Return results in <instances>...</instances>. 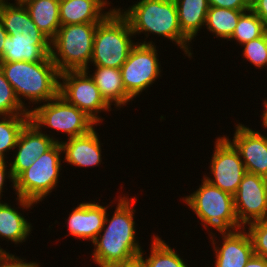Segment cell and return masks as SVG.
I'll return each instance as SVG.
<instances>
[{
    "label": "cell",
    "mask_w": 267,
    "mask_h": 267,
    "mask_svg": "<svg viewBox=\"0 0 267 267\" xmlns=\"http://www.w3.org/2000/svg\"><path fill=\"white\" fill-rule=\"evenodd\" d=\"M131 36L134 34L127 19L114 8L97 25L91 57L93 66L120 69L137 44Z\"/></svg>",
    "instance_id": "4"
},
{
    "label": "cell",
    "mask_w": 267,
    "mask_h": 267,
    "mask_svg": "<svg viewBox=\"0 0 267 267\" xmlns=\"http://www.w3.org/2000/svg\"><path fill=\"white\" fill-rule=\"evenodd\" d=\"M88 70H69L60 73L59 95L76 106L96 124L102 122L98 113L112 108L105 102ZM101 121V122H100Z\"/></svg>",
    "instance_id": "9"
},
{
    "label": "cell",
    "mask_w": 267,
    "mask_h": 267,
    "mask_svg": "<svg viewBox=\"0 0 267 267\" xmlns=\"http://www.w3.org/2000/svg\"><path fill=\"white\" fill-rule=\"evenodd\" d=\"M15 3H0V18L7 34L20 33L28 37H46L30 18L24 4L18 1Z\"/></svg>",
    "instance_id": "21"
},
{
    "label": "cell",
    "mask_w": 267,
    "mask_h": 267,
    "mask_svg": "<svg viewBox=\"0 0 267 267\" xmlns=\"http://www.w3.org/2000/svg\"><path fill=\"white\" fill-rule=\"evenodd\" d=\"M96 70L90 76L93 78L100 94L105 102L111 107L126 105L133 99L126 93L121 71L118 68L95 66Z\"/></svg>",
    "instance_id": "20"
},
{
    "label": "cell",
    "mask_w": 267,
    "mask_h": 267,
    "mask_svg": "<svg viewBox=\"0 0 267 267\" xmlns=\"http://www.w3.org/2000/svg\"><path fill=\"white\" fill-rule=\"evenodd\" d=\"M18 211L7 203L0 202V237L15 244L25 242L32 231L31 224Z\"/></svg>",
    "instance_id": "24"
},
{
    "label": "cell",
    "mask_w": 267,
    "mask_h": 267,
    "mask_svg": "<svg viewBox=\"0 0 267 267\" xmlns=\"http://www.w3.org/2000/svg\"><path fill=\"white\" fill-rule=\"evenodd\" d=\"M0 120V160H5V152L15 150L19 134L30 121V115H2Z\"/></svg>",
    "instance_id": "27"
},
{
    "label": "cell",
    "mask_w": 267,
    "mask_h": 267,
    "mask_svg": "<svg viewBox=\"0 0 267 267\" xmlns=\"http://www.w3.org/2000/svg\"><path fill=\"white\" fill-rule=\"evenodd\" d=\"M234 207L239 224L267 219V178L246 173L233 195Z\"/></svg>",
    "instance_id": "12"
},
{
    "label": "cell",
    "mask_w": 267,
    "mask_h": 267,
    "mask_svg": "<svg viewBox=\"0 0 267 267\" xmlns=\"http://www.w3.org/2000/svg\"><path fill=\"white\" fill-rule=\"evenodd\" d=\"M266 31L267 27L262 19L249 9L241 14L230 39H235L240 45H243L263 36Z\"/></svg>",
    "instance_id": "28"
},
{
    "label": "cell",
    "mask_w": 267,
    "mask_h": 267,
    "mask_svg": "<svg viewBox=\"0 0 267 267\" xmlns=\"http://www.w3.org/2000/svg\"><path fill=\"white\" fill-rule=\"evenodd\" d=\"M231 143L243 158L247 173L267 178V136L239 123Z\"/></svg>",
    "instance_id": "14"
},
{
    "label": "cell",
    "mask_w": 267,
    "mask_h": 267,
    "mask_svg": "<svg viewBox=\"0 0 267 267\" xmlns=\"http://www.w3.org/2000/svg\"><path fill=\"white\" fill-rule=\"evenodd\" d=\"M263 114H262V126H264V128H267V99L264 100L263 102Z\"/></svg>",
    "instance_id": "38"
},
{
    "label": "cell",
    "mask_w": 267,
    "mask_h": 267,
    "mask_svg": "<svg viewBox=\"0 0 267 267\" xmlns=\"http://www.w3.org/2000/svg\"><path fill=\"white\" fill-rule=\"evenodd\" d=\"M95 128L89 133L79 137L59 141L65 153L64 160L67 164L76 167H96L102 162L101 144Z\"/></svg>",
    "instance_id": "18"
},
{
    "label": "cell",
    "mask_w": 267,
    "mask_h": 267,
    "mask_svg": "<svg viewBox=\"0 0 267 267\" xmlns=\"http://www.w3.org/2000/svg\"><path fill=\"white\" fill-rule=\"evenodd\" d=\"M50 42L47 37H28L20 33L8 35L0 62L43 61L50 55Z\"/></svg>",
    "instance_id": "17"
},
{
    "label": "cell",
    "mask_w": 267,
    "mask_h": 267,
    "mask_svg": "<svg viewBox=\"0 0 267 267\" xmlns=\"http://www.w3.org/2000/svg\"><path fill=\"white\" fill-rule=\"evenodd\" d=\"M153 43L137 42L120 68L124 88L132 99L152 85L160 75L161 65Z\"/></svg>",
    "instance_id": "10"
},
{
    "label": "cell",
    "mask_w": 267,
    "mask_h": 267,
    "mask_svg": "<svg viewBox=\"0 0 267 267\" xmlns=\"http://www.w3.org/2000/svg\"><path fill=\"white\" fill-rule=\"evenodd\" d=\"M107 0H59L60 25L100 23L112 10L104 13ZM105 6V7H104Z\"/></svg>",
    "instance_id": "19"
},
{
    "label": "cell",
    "mask_w": 267,
    "mask_h": 267,
    "mask_svg": "<svg viewBox=\"0 0 267 267\" xmlns=\"http://www.w3.org/2000/svg\"><path fill=\"white\" fill-rule=\"evenodd\" d=\"M186 205L199 217L202 225L216 231H236L239 224L232 194L208 183L204 178L200 187L183 198Z\"/></svg>",
    "instance_id": "7"
},
{
    "label": "cell",
    "mask_w": 267,
    "mask_h": 267,
    "mask_svg": "<svg viewBox=\"0 0 267 267\" xmlns=\"http://www.w3.org/2000/svg\"><path fill=\"white\" fill-rule=\"evenodd\" d=\"M247 10H235L227 8L209 7L206 15L205 26L208 31L221 39L229 41L241 14Z\"/></svg>",
    "instance_id": "26"
},
{
    "label": "cell",
    "mask_w": 267,
    "mask_h": 267,
    "mask_svg": "<svg viewBox=\"0 0 267 267\" xmlns=\"http://www.w3.org/2000/svg\"><path fill=\"white\" fill-rule=\"evenodd\" d=\"M215 143V150L210 161L213 179L205 175L204 179L222 191L234 195L247 173L245 165L238 150L231 143V139L224 135L217 138Z\"/></svg>",
    "instance_id": "11"
},
{
    "label": "cell",
    "mask_w": 267,
    "mask_h": 267,
    "mask_svg": "<svg viewBox=\"0 0 267 267\" xmlns=\"http://www.w3.org/2000/svg\"><path fill=\"white\" fill-rule=\"evenodd\" d=\"M254 254L267 259V219L247 224Z\"/></svg>",
    "instance_id": "31"
},
{
    "label": "cell",
    "mask_w": 267,
    "mask_h": 267,
    "mask_svg": "<svg viewBox=\"0 0 267 267\" xmlns=\"http://www.w3.org/2000/svg\"><path fill=\"white\" fill-rule=\"evenodd\" d=\"M30 110L22 106L12 85L6 80L0 68V116L29 114Z\"/></svg>",
    "instance_id": "29"
},
{
    "label": "cell",
    "mask_w": 267,
    "mask_h": 267,
    "mask_svg": "<svg viewBox=\"0 0 267 267\" xmlns=\"http://www.w3.org/2000/svg\"><path fill=\"white\" fill-rule=\"evenodd\" d=\"M18 2L24 4L32 21L51 41L61 27L59 0H26Z\"/></svg>",
    "instance_id": "22"
},
{
    "label": "cell",
    "mask_w": 267,
    "mask_h": 267,
    "mask_svg": "<svg viewBox=\"0 0 267 267\" xmlns=\"http://www.w3.org/2000/svg\"><path fill=\"white\" fill-rule=\"evenodd\" d=\"M117 9L127 19L133 34L144 32L148 38L152 33L170 39L192 58L191 41L180 29L174 0H139L126 11Z\"/></svg>",
    "instance_id": "2"
},
{
    "label": "cell",
    "mask_w": 267,
    "mask_h": 267,
    "mask_svg": "<svg viewBox=\"0 0 267 267\" xmlns=\"http://www.w3.org/2000/svg\"><path fill=\"white\" fill-rule=\"evenodd\" d=\"M5 2H8V0H0V3H5Z\"/></svg>",
    "instance_id": "40"
},
{
    "label": "cell",
    "mask_w": 267,
    "mask_h": 267,
    "mask_svg": "<svg viewBox=\"0 0 267 267\" xmlns=\"http://www.w3.org/2000/svg\"><path fill=\"white\" fill-rule=\"evenodd\" d=\"M0 267H40V264L37 262H24L21 257H16L15 255L5 251L1 259Z\"/></svg>",
    "instance_id": "33"
},
{
    "label": "cell",
    "mask_w": 267,
    "mask_h": 267,
    "mask_svg": "<svg viewBox=\"0 0 267 267\" xmlns=\"http://www.w3.org/2000/svg\"><path fill=\"white\" fill-rule=\"evenodd\" d=\"M135 203V197L130 199L125 195L119 196L118 204L110 220L106 213L104 226L92 242L94 245L92 258L99 267L137 265L142 249L135 237L134 213L136 210L133 209Z\"/></svg>",
    "instance_id": "1"
},
{
    "label": "cell",
    "mask_w": 267,
    "mask_h": 267,
    "mask_svg": "<svg viewBox=\"0 0 267 267\" xmlns=\"http://www.w3.org/2000/svg\"><path fill=\"white\" fill-rule=\"evenodd\" d=\"M29 115L30 122L39 130L42 126H48L66 133L68 138L86 135L94 129V125H97L83 111L67 102L59 94L43 105L30 109Z\"/></svg>",
    "instance_id": "8"
},
{
    "label": "cell",
    "mask_w": 267,
    "mask_h": 267,
    "mask_svg": "<svg viewBox=\"0 0 267 267\" xmlns=\"http://www.w3.org/2000/svg\"><path fill=\"white\" fill-rule=\"evenodd\" d=\"M7 161L5 162V160H0V200L2 197V190H4L3 186H4V182H6V178H8L13 184V189H15V179L12 175L11 169H8L9 171H7Z\"/></svg>",
    "instance_id": "35"
},
{
    "label": "cell",
    "mask_w": 267,
    "mask_h": 267,
    "mask_svg": "<svg viewBox=\"0 0 267 267\" xmlns=\"http://www.w3.org/2000/svg\"><path fill=\"white\" fill-rule=\"evenodd\" d=\"M98 24H71L59 28L50 42V57L60 73L69 70H89L88 64L91 62Z\"/></svg>",
    "instance_id": "6"
},
{
    "label": "cell",
    "mask_w": 267,
    "mask_h": 267,
    "mask_svg": "<svg viewBox=\"0 0 267 267\" xmlns=\"http://www.w3.org/2000/svg\"><path fill=\"white\" fill-rule=\"evenodd\" d=\"M241 46L244 47L243 56L250 61V64L260 69L267 66V32Z\"/></svg>",
    "instance_id": "30"
},
{
    "label": "cell",
    "mask_w": 267,
    "mask_h": 267,
    "mask_svg": "<svg viewBox=\"0 0 267 267\" xmlns=\"http://www.w3.org/2000/svg\"><path fill=\"white\" fill-rule=\"evenodd\" d=\"M244 267H267V259L254 254Z\"/></svg>",
    "instance_id": "36"
},
{
    "label": "cell",
    "mask_w": 267,
    "mask_h": 267,
    "mask_svg": "<svg viewBox=\"0 0 267 267\" xmlns=\"http://www.w3.org/2000/svg\"><path fill=\"white\" fill-rule=\"evenodd\" d=\"M107 208L94 201L77 205L66 221L69 234L93 242L104 226Z\"/></svg>",
    "instance_id": "16"
},
{
    "label": "cell",
    "mask_w": 267,
    "mask_h": 267,
    "mask_svg": "<svg viewBox=\"0 0 267 267\" xmlns=\"http://www.w3.org/2000/svg\"><path fill=\"white\" fill-rule=\"evenodd\" d=\"M182 33L192 41L205 26L209 4L207 0H174Z\"/></svg>",
    "instance_id": "23"
},
{
    "label": "cell",
    "mask_w": 267,
    "mask_h": 267,
    "mask_svg": "<svg viewBox=\"0 0 267 267\" xmlns=\"http://www.w3.org/2000/svg\"><path fill=\"white\" fill-rule=\"evenodd\" d=\"M56 142H59L40 131L30 121L21 130L17 143L13 162L11 161L10 169L14 179H16L23 171L28 169L34 161L47 152Z\"/></svg>",
    "instance_id": "13"
},
{
    "label": "cell",
    "mask_w": 267,
    "mask_h": 267,
    "mask_svg": "<svg viewBox=\"0 0 267 267\" xmlns=\"http://www.w3.org/2000/svg\"><path fill=\"white\" fill-rule=\"evenodd\" d=\"M251 10L262 19L267 27V0H252Z\"/></svg>",
    "instance_id": "34"
},
{
    "label": "cell",
    "mask_w": 267,
    "mask_h": 267,
    "mask_svg": "<svg viewBox=\"0 0 267 267\" xmlns=\"http://www.w3.org/2000/svg\"><path fill=\"white\" fill-rule=\"evenodd\" d=\"M0 68L22 106L26 105L23 99L41 104L59 94L60 72L50 55L38 62H0Z\"/></svg>",
    "instance_id": "3"
},
{
    "label": "cell",
    "mask_w": 267,
    "mask_h": 267,
    "mask_svg": "<svg viewBox=\"0 0 267 267\" xmlns=\"http://www.w3.org/2000/svg\"><path fill=\"white\" fill-rule=\"evenodd\" d=\"M60 142H56L47 152L15 179V191L20 208L29 209L45 199L55 189L60 176Z\"/></svg>",
    "instance_id": "5"
},
{
    "label": "cell",
    "mask_w": 267,
    "mask_h": 267,
    "mask_svg": "<svg viewBox=\"0 0 267 267\" xmlns=\"http://www.w3.org/2000/svg\"><path fill=\"white\" fill-rule=\"evenodd\" d=\"M8 36L6 30L3 27V23L0 18V60L3 57V44L6 40V37Z\"/></svg>",
    "instance_id": "37"
},
{
    "label": "cell",
    "mask_w": 267,
    "mask_h": 267,
    "mask_svg": "<svg viewBox=\"0 0 267 267\" xmlns=\"http://www.w3.org/2000/svg\"><path fill=\"white\" fill-rule=\"evenodd\" d=\"M4 252H5V250H3V248L0 247V257H3Z\"/></svg>",
    "instance_id": "39"
},
{
    "label": "cell",
    "mask_w": 267,
    "mask_h": 267,
    "mask_svg": "<svg viewBox=\"0 0 267 267\" xmlns=\"http://www.w3.org/2000/svg\"><path fill=\"white\" fill-rule=\"evenodd\" d=\"M210 233V241L216 255L215 267H244L254 255L253 244L246 228L238 231L219 232L223 238L221 247L216 246V238L213 237L215 235Z\"/></svg>",
    "instance_id": "15"
},
{
    "label": "cell",
    "mask_w": 267,
    "mask_h": 267,
    "mask_svg": "<svg viewBox=\"0 0 267 267\" xmlns=\"http://www.w3.org/2000/svg\"><path fill=\"white\" fill-rule=\"evenodd\" d=\"M209 7L227 8L235 10L251 9L250 0H207Z\"/></svg>",
    "instance_id": "32"
},
{
    "label": "cell",
    "mask_w": 267,
    "mask_h": 267,
    "mask_svg": "<svg viewBox=\"0 0 267 267\" xmlns=\"http://www.w3.org/2000/svg\"><path fill=\"white\" fill-rule=\"evenodd\" d=\"M153 239L149 256L145 259L143 250L138 256V267H188L183 258L164 240L156 235L153 236Z\"/></svg>",
    "instance_id": "25"
}]
</instances>
